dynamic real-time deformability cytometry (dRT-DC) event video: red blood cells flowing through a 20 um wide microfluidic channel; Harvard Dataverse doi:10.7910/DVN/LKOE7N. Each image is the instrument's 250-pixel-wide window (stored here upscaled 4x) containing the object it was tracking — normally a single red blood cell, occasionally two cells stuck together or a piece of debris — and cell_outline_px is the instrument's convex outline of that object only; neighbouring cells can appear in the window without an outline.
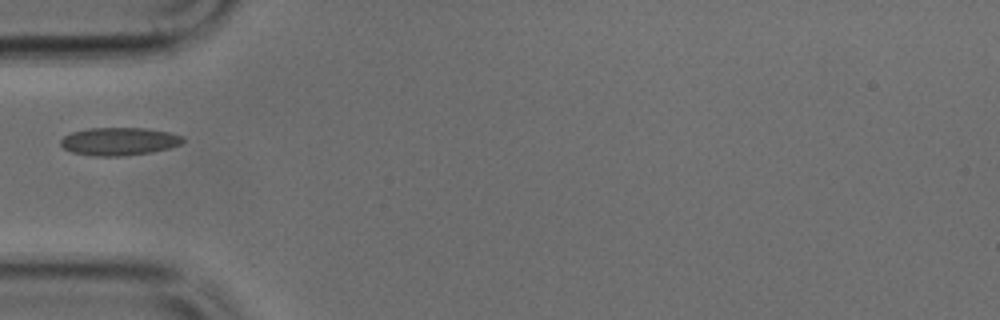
{"species": "common noctule bat (a hibernating species)", "species_latin": "Nyctalus noctula", "temperature_condition": "cold", "stored_images_in_passage": 14, "camera_frame_rate_fps": 3000, "um_per_image_px": 0.085, "animal": {"sex": "male", "body_mass_g": 17.9, "forearm_length_mm": 54.2}, "frame": {"image": 1, "passage_image": 1, "time_ms": 0.0, "image_size_px": [1000, 320], "cell_outline_px": [[184, 140], [180, 144], [168, 148], [152, 152], [124, 156], [96, 156], [72, 152], [64, 148], [60, 144], [60, 140], [64, 136], [72, 132], [88, 128], [144, 128], [168, 132], [184, 136]], "centroid_in_image_um": [10.12, 12.02], "position_along_channel_um": 74.9, "area_um2": 19.83}}
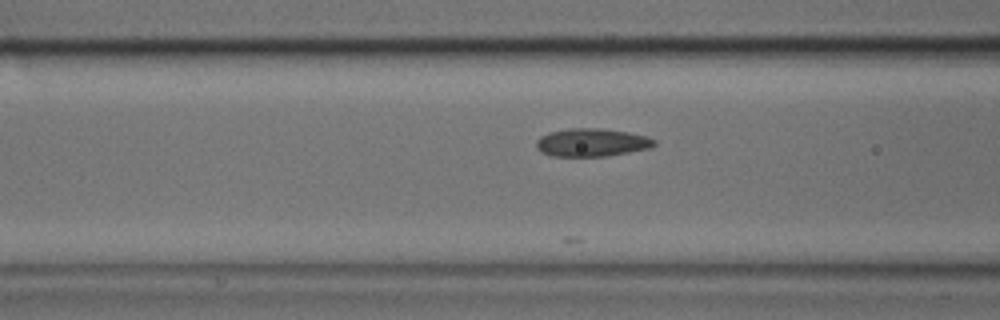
{"frame": {"image": 2, "passage_image": 4, "time_ms": 1.0, "image_size_px": [1000, 320], "cell_outline_px": [[656, 144], [652, 148], [608, 156], [552, 156], [540, 152], [536, 148], [536, 140], [540, 136], [548, 132], [568, 128], [596, 128], [628, 132], [648, 136], [656, 140]], "centroid_in_image_um": [50.3, 12.11], "position_along_channel_um": 116.3, "area_um2": 19.54}}
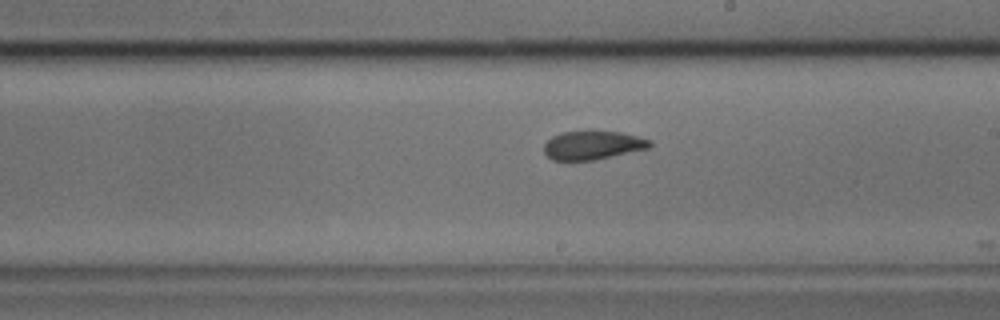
{"frame": {"image": 3, "passage_image": 13, "time_ms": 4.0, "image_size_px": [1000, 320], "cell_outline_px": [[652, 144], [648, 148], [596, 160], [568, 164], [552, 160], [544, 152], [544, 144], [552, 136], [564, 132], [588, 128], [620, 132], [652, 140]], "centroid_in_image_um": [50.31, 12.35], "position_along_channel_um": 238.7, "area_um2": 18.84}}